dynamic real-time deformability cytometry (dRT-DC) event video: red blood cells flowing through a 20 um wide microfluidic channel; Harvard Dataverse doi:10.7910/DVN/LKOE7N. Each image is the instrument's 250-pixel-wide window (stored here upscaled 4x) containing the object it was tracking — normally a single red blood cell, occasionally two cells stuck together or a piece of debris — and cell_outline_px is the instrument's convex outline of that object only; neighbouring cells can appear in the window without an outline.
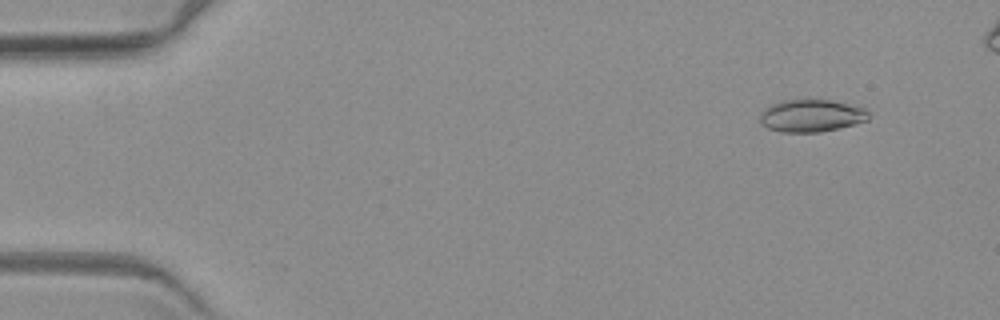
{"species": "common noctule bat (a hibernating species)", "species_latin": "Nyctalus noctula", "temperature_condition": "warm", "stored_images_in_passage": 6, "camera_frame_rate_fps": 3000, "um_per_image_px": 0.085, "animal": {"sex": "female", "body_mass_g": 19.3, "forearm_length_mm": 54.1}, "frame": {"image": 1, "passage_image": 1, "time_ms": 0.0, "image_size_px": [1000, 320], "cell_outline_px": [[868, 120], [820, 132], [780, 132], [768, 128], [760, 124], [760, 112], [768, 104], [780, 100], [808, 96], [832, 100], [868, 108]], "centroid_in_image_um": [68.9, 9.77], "position_along_channel_um": 16.1, "area_um2": 21.44}}
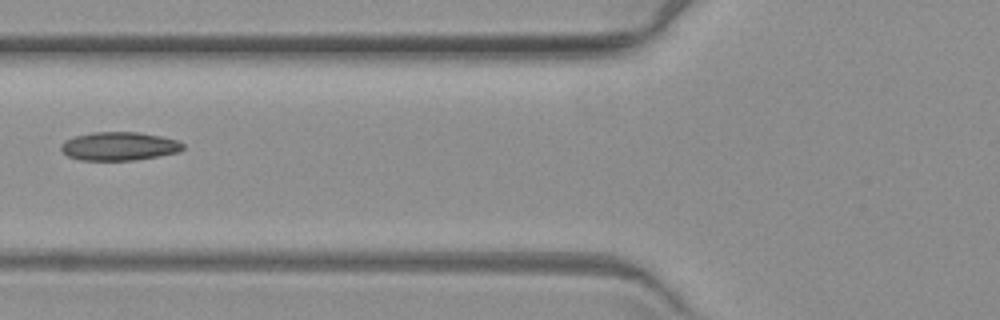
{"frame": {"image": 2, "passage_image": 6, "time_ms": 6.0, "image_size_px": [1000, 320], "cell_outline_px": [[184, 148], [180, 152], [160, 156], [136, 160], [80, 160], [68, 156], [60, 148], [60, 144], [64, 140], [76, 136], [92, 132], [140, 132], [160, 136], [176, 140], [184, 144]], "centroid_in_image_um": [10.14, 12.43], "position_along_channel_um": 115.7, "area_um2": 20.35}}